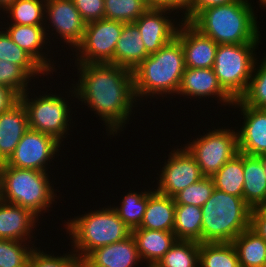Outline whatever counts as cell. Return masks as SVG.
Here are the masks:
<instances>
[{
  "label": "cell",
  "instance_id": "cell-1",
  "mask_svg": "<svg viewBox=\"0 0 266 267\" xmlns=\"http://www.w3.org/2000/svg\"><path fill=\"white\" fill-rule=\"evenodd\" d=\"M69 65L67 68L73 66V70L68 74L77 77L71 79V76H68L69 81H66L75 91L78 104L75 108L83 109L86 106L84 109H88L86 113L87 111L94 113L93 117H99L98 120L105 127L103 128L105 132L102 131L103 136L107 135L108 137L105 138L108 140L110 138L111 141H113L111 138L116 140V136L119 139L135 119L134 114L139 113L140 116L142 112L140 109L142 106L137 102L134 94L133 71L111 63H70ZM79 105L84 106L79 107Z\"/></svg>",
  "mask_w": 266,
  "mask_h": 267
},
{
  "label": "cell",
  "instance_id": "cell-2",
  "mask_svg": "<svg viewBox=\"0 0 266 267\" xmlns=\"http://www.w3.org/2000/svg\"><path fill=\"white\" fill-rule=\"evenodd\" d=\"M185 68L183 47L180 41L174 37L134 69V94L137 102L143 107L147 101L150 106L152 102V105H157L154 102L157 100H165L163 104L167 100L166 103L172 99L177 100L175 98ZM144 101L146 102L144 103Z\"/></svg>",
  "mask_w": 266,
  "mask_h": 267
},
{
  "label": "cell",
  "instance_id": "cell-3",
  "mask_svg": "<svg viewBox=\"0 0 266 267\" xmlns=\"http://www.w3.org/2000/svg\"><path fill=\"white\" fill-rule=\"evenodd\" d=\"M43 83L46 84L45 81L38 83L39 87L38 84H36L20 96V100L27 110L29 128L50 135L65 146L67 145L65 139H71L70 135L73 136V133L70 134V132L73 131L71 130L74 128L73 126L77 129V124L75 125V121H73L78 117H75V115H77L75 113H81L78 112V110L76 111V109L73 111L74 107L77 106V104H75V91L72 85L70 84L69 86L66 82H64L65 87L63 90L57 86L53 91V89H51L53 85L49 86V88L45 85L42 87L45 88L46 91L44 89L42 91L40 90L42 89L40 84L44 85ZM36 86L38 87L37 89L35 88ZM58 89L60 90L59 92L57 91Z\"/></svg>",
  "mask_w": 266,
  "mask_h": 267
},
{
  "label": "cell",
  "instance_id": "cell-4",
  "mask_svg": "<svg viewBox=\"0 0 266 267\" xmlns=\"http://www.w3.org/2000/svg\"><path fill=\"white\" fill-rule=\"evenodd\" d=\"M93 209L82 210L78 215H68L70 218H59L61 231L60 235L65 236L69 248L82 261L91 251L112 243L120 242L132 235L131 229L118 216V213L111 204L97 207L95 203ZM64 221V222H63ZM65 223V224H64ZM63 226V227H62ZM63 228V230H62ZM66 232V233H65Z\"/></svg>",
  "mask_w": 266,
  "mask_h": 267
},
{
  "label": "cell",
  "instance_id": "cell-5",
  "mask_svg": "<svg viewBox=\"0 0 266 267\" xmlns=\"http://www.w3.org/2000/svg\"><path fill=\"white\" fill-rule=\"evenodd\" d=\"M258 9L249 0H237L208 7L200 11L189 23L218 45L262 43L263 28L259 26L261 22L258 21Z\"/></svg>",
  "mask_w": 266,
  "mask_h": 267
},
{
  "label": "cell",
  "instance_id": "cell-6",
  "mask_svg": "<svg viewBox=\"0 0 266 267\" xmlns=\"http://www.w3.org/2000/svg\"><path fill=\"white\" fill-rule=\"evenodd\" d=\"M54 175L51 172L0 166V199L29 209L47 224L45 220L49 218L44 219L43 216L49 213L47 215L52 217L50 213L52 211L54 214L53 207L58 205L57 202L65 201V196L61 194L63 192L57 187L59 182L55 181L61 180L59 178L62 176L56 174L57 179Z\"/></svg>",
  "mask_w": 266,
  "mask_h": 267
},
{
  "label": "cell",
  "instance_id": "cell-7",
  "mask_svg": "<svg viewBox=\"0 0 266 267\" xmlns=\"http://www.w3.org/2000/svg\"><path fill=\"white\" fill-rule=\"evenodd\" d=\"M202 209V243L233 242L250 228L251 207L243 197L214 189Z\"/></svg>",
  "mask_w": 266,
  "mask_h": 267
},
{
  "label": "cell",
  "instance_id": "cell-8",
  "mask_svg": "<svg viewBox=\"0 0 266 267\" xmlns=\"http://www.w3.org/2000/svg\"><path fill=\"white\" fill-rule=\"evenodd\" d=\"M210 118L212 125L208 126H211V128L203 129L205 131L203 133L198 130V133L194 132V134L198 135L191 136L190 134L186 139L187 141L183 140V145L194 156L202 175L206 177H212L228 160L239 153L237 130L232 125L235 123L228 119V121L224 120V123L222 122L221 124L220 122H215L214 118L212 122V116Z\"/></svg>",
  "mask_w": 266,
  "mask_h": 267
},
{
  "label": "cell",
  "instance_id": "cell-9",
  "mask_svg": "<svg viewBox=\"0 0 266 267\" xmlns=\"http://www.w3.org/2000/svg\"><path fill=\"white\" fill-rule=\"evenodd\" d=\"M262 43L218 45L213 64L215 75L222 88L234 99L247 90L253 68L261 55ZM257 53L259 55H257Z\"/></svg>",
  "mask_w": 266,
  "mask_h": 267
},
{
  "label": "cell",
  "instance_id": "cell-10",
  "mask_svg": "<svg viewBox=\"0 0 266 267\" xmlns=\"http://www.w3.org/2000/svg\"><path fill=\"white\" fill-rule=\"evenodd\" d=\"M85 26L73 0H46L44 27L50 44L53 48L56 47L58 57L62 55L58 52L62 50L65 53L69 49L65 53V58H69V54L81 43Z\"/></svg>",
  "mask_w": 266,
  "mask_h": 267
},
{
  "label": "cell",
  "instance_id": "cell-11",
  "mask_svg": "<svg viewBox=\"0 0 266 267\" xmlns=\"http://www.w3.org/2000/svg\"><path fill=\"white\" fill-rule=\"evenodd\" d=\"M64 148L65 147L54 137L29 128L21 138L10 158L5 163L0 164V166H12L21 169L54 173L56 170L55 168L59 164L54 161L62 163V154L63 156H67L65 153L67 151ZM63 149L65 151H63ZM54 166L55 168H51Z\"/></svg>",
  "mask_w": 266,
  "mask_h": 267
},
{
  "label": "cell",
  "instance_id": "cell-12",
  "mask_svg": "<svg viewBox=\"0 0 266 267\" xmlns=\"http://www.w3.org/2000/svg\"><path fill=\"white\" fill-rule=\"evenodd\" d=\"M172 146L170 144L169 147L171 148L166 149L168 154L166 152L164 158L158 160L159 162L162 160L160 162L162 165L160 163V166L156 165L158 170L155 169V172L158 173L154 177L156 181L154 179L152 181L155 182L153 187L157 192L170 197H174L177 193L204 177L194 156L183 144L180 146L177 143L176 147L174 144Z\"/></svg>",
  "mask_w": 266,
  "mask_h": 267
},
{
  "label": "cell",
  "instance_id": "cell-13",
  "mask_svg": "<svg viewBox=\"0 0 266 267\" xmlns=\"http://www.w3.org/2000/svg\"><path fill=\"white\" fill-rule=\"evenodd\" d=\"M125 23L100 19L87 23L81 43L64 59L74 64L111 63L114 64V50ZM73 60V61H72ZM75 60V61H74Z\"/></svg>",
  "mask_w": 266,
  "mask_h": 267
},
{
  "label": "cell",
  "instance_id": "cell-14",
  "mask_svg": "<svg viewBox=\"0 0 266 267\" xmlns=\"http://www.w3.org/2000/svg\"><path fill=\"white\" fill-rule=\"evenodd\" d=\"M176 97L181 101L183 100L182 98H184L183 101L185 102L186 99H190V102L195 99V103L196 101L201 103L197 107H200L202 103L204 104V106L208 105V102L209 104L211 102L216 103L215 105H217V110L219 107H221L219 108L220 111H217V113L219 114L221 111H225L227 107V112L232 111L230 109L235 101L219 84L213 68H185L181 85ZM205 100H207L208 102H205Z\"/></svg>",
  "mask_w": 266,
  "mask_h": 267
},
{
  "label": "cell",
  "instance_id": "cell-15",
  "mask_svg": "<svg viewBox=\"0 0 266 267\" xmlns=\"http://www.w3.org/2000/svg\"><path fill=\"white\" fill-rule=\"evenodd\" d=\"M0 26L14 43L31 55L51 76L56 74L59 78L65 76L62 73L65 74L63 69L66 66L57 62L55 48L49 42L44 25L0 24Z\"/></svg>",
  "mask_w": 266,
  "mask_h": 267
},
{
  "label": "cell",
  "instance_id": "cell-16",
  "mask_svg": "<svg viewBox=\"0 0 266 267\" xmlns=\"http://www.w3.org/2000/svg\"><path fill=\"white\" fill-rule=\"evenodd\" d=\"M231 108L232 115L239 112L237 118L241 116L239 121L233 117L234 122L240 123L235 125L239 152L253 156L266 154V109L245 105L240 99H236Z\"/></svg>",
  "mask_w": 266,
  "mask_h": 267
},
{
  "label": "cell",
  "instance_id": "cell-17",
  "mask_svg": "<svg viewBox=\"0 0 266 267\" xmlns=\"http://www.w3.org/2000/svg\"><path fill=\"white\" fill-rule=\"evenodd\" d=\"M182 19L166 9H147L134 24L149 54L157 52L176 35Z\"/></svg>",
  "mask_w": 266,
  "mask_h": 267
},
{
  "label": "cell",
  "instance_id": "cell-18",
  "mask_svg": "<svg viewBox=\"0 0 266 267\" xmlns=\"http://www.w3.org/2000/svg\"><path fill=\"white\" fill-rule=\"evenodd\" d=\"M37 226H40V229ZM39 230L43 231L42 221L29 209L0 199V239L23 241L39 246L37 241L40 239H36L37 235L42 233Z\"/></svg>",
  "mask_w": 266,
  "mask_h": 267
},
{
  "label": "cell",
  "instance_id": "cell-19",
  "mask_svg": "<svg viewBox=\"0 0 266 267\" xmlns=\"http://www.w3.org/2000/svg\"><path fill=\"white\" fill-rule=\"evenodd\" d=\"M175 37L183 47L186 68H213L218 48L215 41L185 21L179 24Z\"/></svg>",
  "mask_w": 266,
  "mask_h": 267
},
{
  "label": "cell",
  "instance_id": "cell-20",
  "mask_svg": "<svg viewBox=\"0 0 266 267\" xmlns=\"http://www.w3.org/2000/svg\"><path fill=\"white\" fill-rule=\"evenodd\" d=\"M145 267L133 236L99 247L83 260L82 267Z\"/></svg>",
  "mask_w": 266,
  "mask_h": 267
},
{
  "label": "cell",
  "instance_id": "cell-21",
  "mask_svg": "<svg viewBox=\"0 0 266 267\" xmlns=\"http://www.w3.org/2000/svg\"><path fill=\"white\" fill-rule=\"evenodd\" d=\"M28 129L27 110L21 100L0 114V164L10 158Z\"/></svg>",
  "mask_w": 266,
  "mask_h": 267
},
{
  "label": "cell",
  "instance_id": "cell-22",
  "mask_svg": "<svg viewBox=\"0 0 266 267\" xmlns=\"http://www.w3.org/2000/svg\"><path fill=\"white\" fill-rule=\"evenodd\" d=\"M132 236L145 267H155L177 240L173 232L145 228L132 230Z\"/></svg>",
  "mask_w": 266,
  "mask_h": 267
},
{
  "label": "cell",
  "instance_id": "cell-23",
  "mask_svg": "<svg viewBox=\"0 0 266 267\" xmlns=\"http://www.w3.org/2000/svg\"><path fill=\"white\" fill-rule=\"evenodd\" d=\"M175 201L173 197L157 192L147 193V207L139 228L173 232Z\"/></svg>",
  "mask_w": 266,
  "mask_h": 267
},
{
  "label": "cell",
  "instance_id": "cell-24",
  "mask_svg": "<svg viewBox=\"0 0 266 267\" xmlns=\"http://www.w3.org/2000/svg\"><path fill=\"white\" fill-rule=\"evenodd\" d=\"M138 27L134 23L123 25L114 50V64L134 71L150 54L146 51Z\"/></svg>",
  "mask_w": 266,
  "mask_h": 267
},
{
  "label": "cell",
  "instance_id": "cell-25",
  "mask_svg": "<svg viewBox=\"0 0 266 267\" xmlns=\"http://www.w3.org/2000/svg\"><path fill=\"white\" fill-rule=\"evenodd\" d=\"M243 199L251 207H259L266 200V169L259 156L243 153Z\"/></svg>",
  "mask_w": 266,
  "mask_h": 267
},
{
  "label": "cell",
  "instance_id": "cell-26",
  "mask_svg": "<svg viewBox=\"0 0 266 267\" xmlns=\"http://www.w3.org/2000/svg\"><path fill=\"white\" fill-rule=\"evenodd\" d=\"M0 60H6L10 63L21 66L34 79V81L36 80L37 83H40L41 81L44 82L43 80L49 82L54 78L31 55L14 43L11 37L1 26ZM49 77L51 79H49Z\"/></svg>",
  "mask_w": 266,
  "mask_h": 267
},
{
  "label": "cell",
  "instance_id": "cell-27",
  "mask_svg": "<svg viewBox=\"0 0 266 267\" xmlns=\"http://www.w3.org/2000/svg\"><path fill=\"white\" fill-rule=\"evenodd\" d=\"M149 184L147 181V188L141 187L140 189L135 190L130 189L128 192H121L120 199L117 202L113 201L111 205L115 211L118 213V216L123 220V222L132 230L139 228L140 224L144 217V212L147 207V193L153 188V182ZM152 185V187H150ZM140 190V192H139ZM125 193V194H124ZM115 203V204H114Z\"/></svg>",
  "mask_w": 266,
  "mask_h": 267
},
{
  "label": "cell",
  "instance_id": "cell-28",
  "mask_svg": "<svg viewBox=\"0 0 266 267\" xmlns=\"http://www.w3.org/2000/svg\"><path fill=\"white\" fill-rule=\"evenodd\" d=\"M45 3L46 0H15L0 13V24L44 25Z\"/></svg>",
  "mask_w": 266,
  "mask_h": 267
},
{
  "label": "cell",
  "instance_id": "cell-29",
  "mask_svg": "<svg viewBox=\"0 0 266 267\" xmlns=\"http://www.w3.org/2000/svg\"><path fill=\"white\" fill-rule=\"evenodd\" d=\"M240 267H262L266 262V241L252 229L241 232L232 242Z\"/></svg>",
  "mask_w": 266,
  "mask_h": 267
},
{
  "label": "cell",
  "instance_id": "cell-30",
  "mask_svg": "<svg viewBox=\"0 0 266 267\" xmlns=\"http://www.w3.org/2000/svg\"><path fill=\"white\" fill-rule=\"evenodd\" d=\"M173 233L177 240H191L202 243L201 207L176 204Z\"/></svg>",
  "mask_w": 266,
  "mask_h": 267
},
{
  "label": "cell",
  "instance_id": "cell-31",
  "mask_svg": "<svg viewBox=\"0 0 266 267\" xmlns=\"http://www.w3.org/2000/svg\"><path fill=\"white\" fill-rule=\"evenodd\" d=\"M215 189L237 196H243L244 174L243 153L239 152L228 160L217 173L212 176Z\"/></svg>",
  "mask_w": 266,
  "mask_h": 267
},
{
  "label": "cell",
  "instance_id": "cell-32",
  "mask_svg": "<svg viewBox=\"0 0 266 267\" xmlns=\"http://www.w3.org/2000/svg\"><path fill=\"white\" fill-rule=\"evenodd\" d=\"M199 264L201 267H240L232 242L199 243Z\"/></svg>",
  "mask_w": 266,
  "mask_h": 267
},
{
  "label": "cell",
  "instance_id": "cell-33",
  "mask_svg": "<svg viewBox=\"0 0 266 267\" xmlns=\"http://www.w3.org/2000/svg\"><path fill=\"white\" fill-rule=\"evenodd\" d=\"M43 238L44 236L41 238L40 242L38 241L41 246H36L33 250L29 259L28 267H82V261L71 250V248L68 251L69 247H67V250L64 251L66 253H57V251L55 252V250L53 251L52 249L49 251L50 245L46 247L45 245H47V243L42 242Z\"/></svg>",
  "mask_w": 266,
  "mask_h": 267
},
{
  "label": "cell",
  "instance_id": "cell-34",
  "mask_svg": "<svg viewBox=\"0 0 266 267\" xmlns=\"http://www.w3.org/2000/svg\"><path fill=\"white\" fill-rule=\"evenodd\" d=\"M199 264V242L176 240L155 267H195Z\"/></svg>",
  "mask_w": 266,
  "mask_h": 267
},
{
  "label": "cell",
  "instance_id": "cell-35",
  "mask_svg": "<svg viewBox=\"0 0 266 267\" xmlns=\"http://www.w3.org/2000/svg\"><path fill=\"white\" fill-rule=\"evenodd\" d=\"M245 105L266 109V56L256 61L246 92L239 98Z\"/></svg>",
  "mask_w": 266,
  "mask_h": 267
},
{
  "label": "cell",
  "instance_id": "cell-36",
  "mask_svg": "<svg viewBox=\"0 0 266 267\" xmlns=\"http://www.w3.org/2000/svg\"><path fill=\"white\" fill-rule=\"evenodd\" d=\"M144 0H104V18L134 23L146 10Z\"/></svg>",
  "mask_w": 266,
  "mask_h": 267
},
{
  "label": "cell",
  "instance_id": "cell-37",
  "mask_svg": "<svg viewBox=\"0 0 266 267\" xmlns=\"http://www.w3.org/2000/svg\"><path fill=\"white\" fill-rule=\"evenodd\" d=\"M34 243L0 239V267H28Z\"/></svg>",
  "mask_w": 266,
  "mask_h": 267
},
{
  "label": "cell",
  "instance_id": "cell-38",
  "mask_svg": "<svg viewBox=\"0 0 266 267\" xmlns=\"http://www.w3.org/2000/svg\"><path fill=\"white\" fill-rule=\"evenodd\" d=\"M0 84L22 96L37 82L21 66L0 60Z\"/></svg>",
  "mask_w": 266,
  "mask_h": 267
},
{
  "label": "cell",
  "instance_id": "cell-39",
  "mask_svg": "<svg viewBox=\"0 0 266 267\" xmlns=\"http://www.w3.org/2000/svg\"><path fill=\"white\" fill-rule=\"evenodd\" d=\"M215 189L212 177H202L198 182L189 185L173 198L175 204L194 205L202 207Z\"/></svg>",
  "mask_w": 266,
  "mask_h": 267
},
{
  "label": "cell",
  "instance_id": "cell-40",
  "mask_svg": "<svg viewBox=\"0 0 266 267\" xmlns=\"http://www.w3.org/2000/svg\"><path fill=\"white\" fill-rule=\"evenodd\" d=\"M84 22L104 19V0H73Z\"/></svg>",
  "mask_w": 266,
  "mask_h": 267
},
{
  "label": "cell",
  "instance_id": "cell-41",
  "mask_svg": "<svg viewBox=\"0 0 266 267\" xmlns=\"http://www.w3.org/2000/svg\"><path fill=\"white\" fill-rule=\"evenodd\" d=\"M237 0H190L185 6L184 21L190 22L200 11L220 5H225Z\"/></svg>",
  "mask_w": 266,
  "mask_h": 267
},
{
  "label": "cell",
  "instance_id": "cell-42",
  "mask_svg": "<svg viewBox=\"0 0 266 267\" xmlns=\"http://www.w3.org/2000/svg\"><path fill=\"white\" fill-rule=\"evenodd\" d=\"M144 1L148 9H166L173 11L182 19V21H184L185 5L180 0H144Z\"/></svg>",
  "mask_w": 266,
  "mask_h": 267
},
{
  "label": "cell",
  "instance_id": "cell-43",
  "mask_svg": "<svg viewBox=\"0 0 266 267\" xmlns=\"http://www.w3.org/2000/svg\"><path fill=\"white\" fill-rule=\"evenodd\" d=\"M250 229L266 241V215L258 207L251 209Z\"/></svg>",
  "mask_w": 266,
  "mask_h": 267
},
{
  "label": "cell",
  "instance_id": "cell-44",
  "mask_svg": "<svg viewBox=\"0 0 266 267\" xmlns=\"http://www.w3.org/2000/svg\"><path fill=\"white\" fill-rule=\"evenodd\" d=\"M20 100V96L7 86L0 84V114L9 110Z\"/></svg>",
  "mask_w": 266,
  "mask_h": 267
},
{
  "label": "cell",
  "instance_id": "cell-45",
  "mask_svg": "<svg viewBox=\"0 0 266 267\" xmlns=\"http://www.w3.org/2000/svg\"><path fill=\"white\" fill-rule=\"evenodd\" d=\"M15 0H0V13Z\"/></svg>",
  "mask_w": 266,
  "mask_h": 267
},
{
  "label": "cell",
  "instance_id": "cell-46",
  "mask_svg": "<svg viewBox=\"0 0 266 267\" xmlns=\"http://www.w3.org/2000/svg\"><path fill=\"white\" fill-rule=\"evenodd\" d=\"M251 3H252V1H253V5H255L256 3H257V5H259V6H257V7H259V8H261V9H264L263 11H265V9H266V0H256V3L254 2L255 0H249ZM262 6V7H261Z\"/></svg>",
  "mask_w": 266,
  "mask_h": 267
},
{
  "label": "cell",
  "instance_id": "cell-47",
  "mask_svg": "<svg viewBox=\"0 0 266 267\" xmlns=\"http://www.w3.org/2000/svg\"><path fill=\"white\" fill-rule=\"evenodd\" d=\"M258 208L266 215V200Z\"/></svg>",
  "mask_w": 266,
  "mask_h": 267
},
{
  "label": "cell",
  "instance_id": "cell-48",
  "mask_svg": "<svg viewBox=\"0 0 266 267\" xmlns=\"http://www.w3.org/2000/svg\"><path fill=\"white\" fill-rule=\"evenodd\" d=\"M260 160L262 161L265 169H266V154L259 155Z\"/></svg>",
  "mask_w": 266,
  "mask_h": 267
},
{
  "label": "cell",
  "instance_id": "cell-49",
  "mask_svg": "<svg viewBox=\"0 0 266 267\" xmlns=\"http://www.w3.org/2000/svg\"><path fill=\"white\" fill-rule=\"evenodd\" d=\"M180 1L186 6L190 0H180Z\"/></svg>",
  "mask_w": 266,
  "mask_h": 267
}]
</instances>
